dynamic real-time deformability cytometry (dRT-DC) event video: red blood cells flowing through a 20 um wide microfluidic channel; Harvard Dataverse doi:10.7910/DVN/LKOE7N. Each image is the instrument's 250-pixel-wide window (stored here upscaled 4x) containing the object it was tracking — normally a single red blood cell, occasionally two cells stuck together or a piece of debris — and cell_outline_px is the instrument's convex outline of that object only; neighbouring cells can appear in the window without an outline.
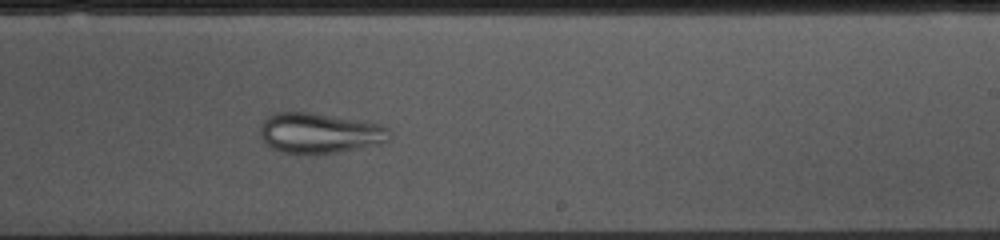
{"species": "common noctule bat (a hibernating species)", "species_latin": "Nyctalus noctula", "temperature_condition": "cold", "stored_images_in_passage": 53, "camera_frame_rate_fps": 3000, "um_per_image_px": 0.085, "animal": {"sex": "female", "body_mass_g": 10.0, "forearm_length_mm": 53.1}, "frame": {"image": 1, "passage_image": 31, "time_ms": 10.0, "image_size_px": [1000, 240], "cell_outline_px": [[388, 140], [380, 144], [336, 152], [284, 152], [272, 148], [264, 144], [260, 136], [260, 128], [264, 120], [272, 112], [308, 112], [380, 124], [388, 128]], "centroid_in_image_um": [27.11, 11.29], "position_along_channel_um": 261.9, "area_um2": 29.77}}